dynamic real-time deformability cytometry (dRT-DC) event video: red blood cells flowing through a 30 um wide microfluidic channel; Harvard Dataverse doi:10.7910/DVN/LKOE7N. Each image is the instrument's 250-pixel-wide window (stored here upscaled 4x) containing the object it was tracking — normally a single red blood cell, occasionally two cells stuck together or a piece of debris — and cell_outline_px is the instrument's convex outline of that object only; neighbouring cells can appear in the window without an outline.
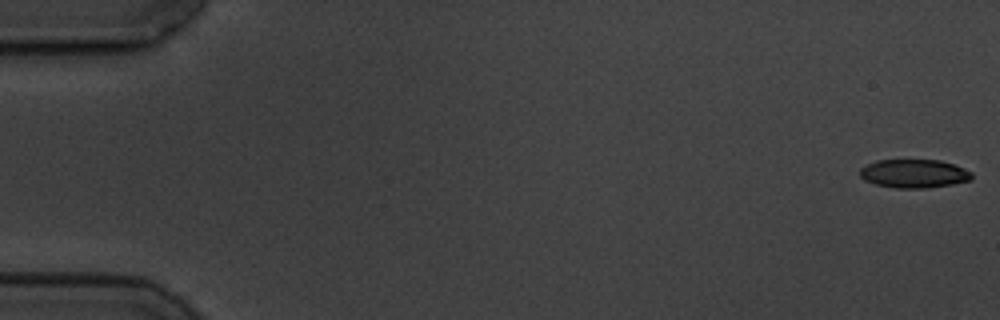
{"species": "common noctule bat (a hibernating species)", "species_latin": "Nyctalus noctula", "temperature_condition": "cold", "stored_images_in_passage": 8, "camera_frame_rate_fps": 3000, "um_per_image_px": 0.085, "animal": {"sex": "male", "body_mass_g": 19.5, "forearm_length_mm": 54.6}, "frame": {"image": 1, "passage_image": 1, "time_ms": 0.0, "image_size_px": [1000, 320], "cell_outline_px": [[972, 180], [952, 184], [924, 188], [896, 188], [876, 184], [864, 180], [860, 176], [860, 168], [876, 160], [940, 160], [956, 164], [972, 172]], "centroid_in_image_um": [77.71, 14.75], "position_along_channel_um": 7.3, "area_um2": 18.67}}
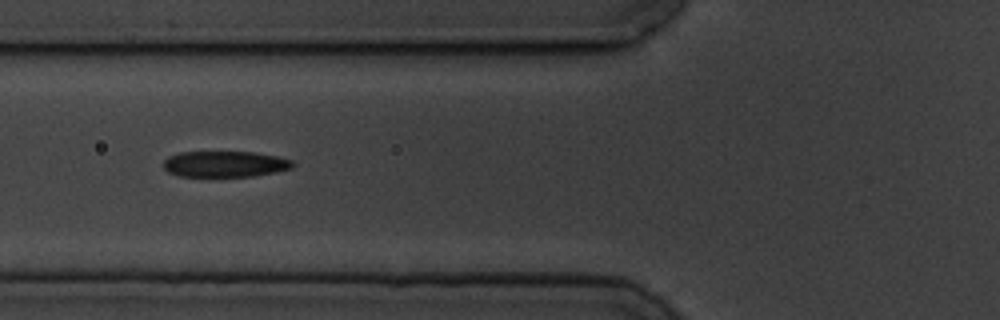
{"frame": {"image": 2, "passage_image": 7, "time_ms": 7.0, "image_size_px": [1000, 320], "cell_outline_px": [[296, 164], [292, 168], [276, 172], [252, 176], [180, 176], [168, 172], [164, 168], [164, 160], [168, 156], [180, 152], [252, 152], [276, 156], [292, 160]], "centroid_in_image_um": [19.13, 13.94], "position_along_channel_um": 106.7, "area_um2": 19.54}}
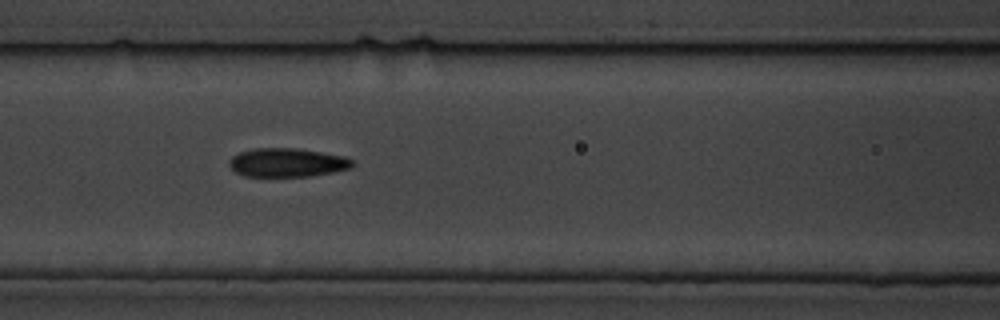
{"frame": {"image": 3, "passage_image": 8, "time_ms": 8.0, "image_size_px": [1000, 320], "cell_outline_px": [[356, 164], [352, 168], [312, 176], [244, 176], [236, 172], [228, 164], [228, 160], [232, 156], [240, 152], [252, 148], [300, 148], [344, 156], [352, 160]], "centroid_in_image_um": [24.42, 13.81], "position_along_channel_um": 142.2, "area_um2": 20.81}}